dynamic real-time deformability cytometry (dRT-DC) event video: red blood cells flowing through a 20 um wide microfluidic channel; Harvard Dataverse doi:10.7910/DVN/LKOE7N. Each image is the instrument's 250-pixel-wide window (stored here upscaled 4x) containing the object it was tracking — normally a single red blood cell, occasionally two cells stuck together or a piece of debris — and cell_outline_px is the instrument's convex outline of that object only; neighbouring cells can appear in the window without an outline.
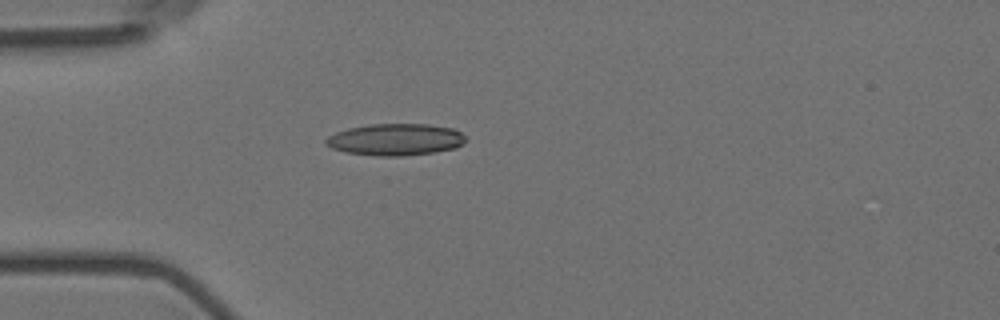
{"species": "Egyptian fruit bat (a non-hibernating species)", "species_latin": "Rousettus aegyptiacus", "temperature_condition": "room temperature", "stored_images_in_passage": 48, "camera_frame_rate_fps": 3000, "um_per_image_px": 0.085, "animal": {"sex": "female"}, "frame": {"image": 1, "passage_image": 7, "time_ms": 2.0, "image_size_px": [1000, 320], "cell_outline_px": [[464, 144], [456, 148], [436, 152], [404, 156], [380, 156], [344, 152], [332, 148], [324, 144], [324, 140], [328, 136], [336, 132], [348, 128], [372, 124], [428, 124], [452, 128], [460, 132], [464, 136]], "centroid_in_image_um": [33.6, 11.87], "position_along_channel_um": 51.4, "area_um2": 26.01}}
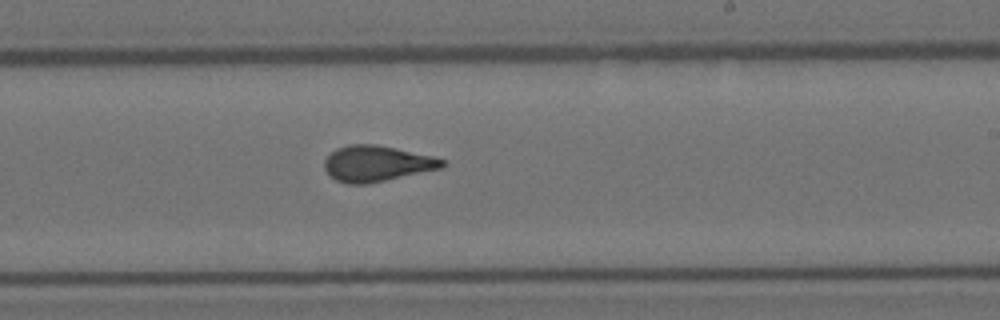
{"frame": {"image": 2, "passage_image": 25, "time_ms": 8.0, "image_size_px": [1000, 320], "cell_outline_px": [[448, 164], [444, 168], [368, 184], [348, 184], [336, 180], [324, 168], [324, 160], [336, 148], [348, 144], [376, 144], [396, 148], [432, 156], [444, 160]], "centroid_in_image_um": [32.05, 13.9], "position_along_channel_um": 256.9, "area_um2": 24.74}}
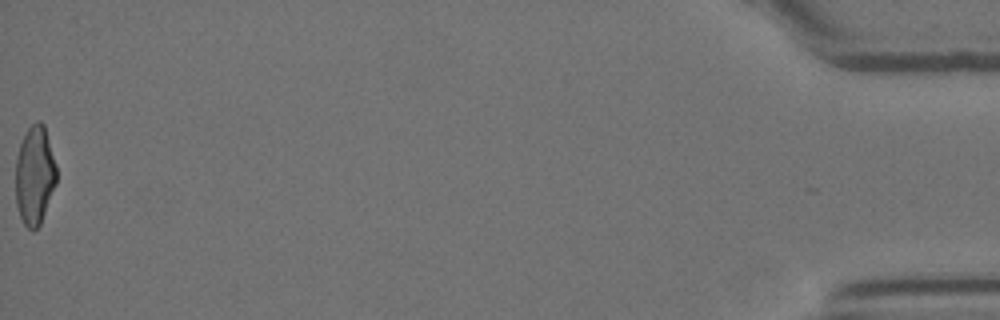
{"frame": {"image": 3, "passage_image": 48, "time_ms": 15.667, "image_size_px": [1000, 320], "cell_outline_px": [[56, 184], [40, 224], [32, 232], [24, 224], [20, 216], [16, 204], [16, 156], [20, 144], [28, 128], [36, 120], [40, 120], [44, 124], [56, 164]], "centroid_in_image_um": [2.95, 14.89], "position_along_channel_um": 432.3, "area_um2": 23.52}, "authors_computed_cell_mechanics": {"area_um2": 24.2182, "velocity_mm_per_s": 3.5954, "shape_relaxation_time_tau1_ms": 9.6194, "shape_relaxation_time_tau2_ms": 1.5953, "deformation_change_tau1": 0.2619, "deformation_change_tau2": 0.0967}}